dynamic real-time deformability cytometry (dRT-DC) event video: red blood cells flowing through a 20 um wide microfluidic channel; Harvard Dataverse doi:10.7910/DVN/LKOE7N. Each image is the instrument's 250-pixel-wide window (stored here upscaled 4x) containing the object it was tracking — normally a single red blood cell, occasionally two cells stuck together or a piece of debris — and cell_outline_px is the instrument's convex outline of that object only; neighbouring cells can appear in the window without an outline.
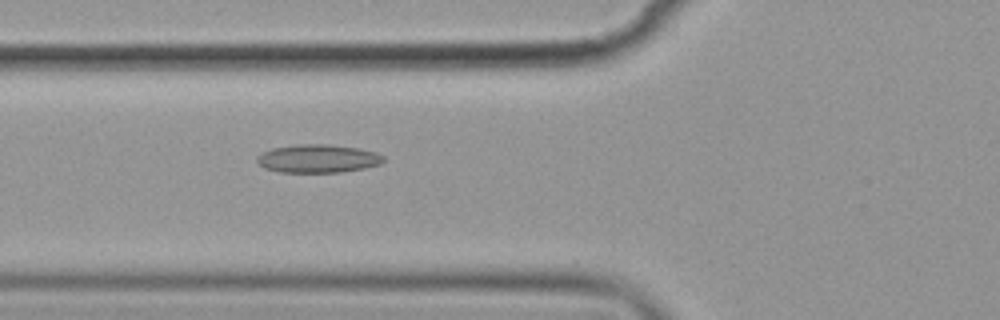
{"species": "common noctule bat (a hibernating species)", "species_latin": "Nyctalus noctula", "temperature_condition": "cold", "stored_images_in_passage": 5, "camera_frame_rate_fps": 3000, "um_per_image_px": 0.085, "animal": {"sex": "female", "body_mass_g": 19.9}, "frame": {"image": 1, "passage_image": 5, "time_ms": 5.333, "image_size_px": [1000, 320], "cell_outline_px": [[384, 160], [380, 164], [364, 168], [340, 172], [280, 172], [264, 168], [256, 160], [256, 156], [272, 148], [296, 144], [328, 144], [360, 148], [376, 152], [384, 156]], "centroid_in_image_um": [27.03, 13.47], "position_along_channel_um": 98.8, "area_um2": 20.87}}